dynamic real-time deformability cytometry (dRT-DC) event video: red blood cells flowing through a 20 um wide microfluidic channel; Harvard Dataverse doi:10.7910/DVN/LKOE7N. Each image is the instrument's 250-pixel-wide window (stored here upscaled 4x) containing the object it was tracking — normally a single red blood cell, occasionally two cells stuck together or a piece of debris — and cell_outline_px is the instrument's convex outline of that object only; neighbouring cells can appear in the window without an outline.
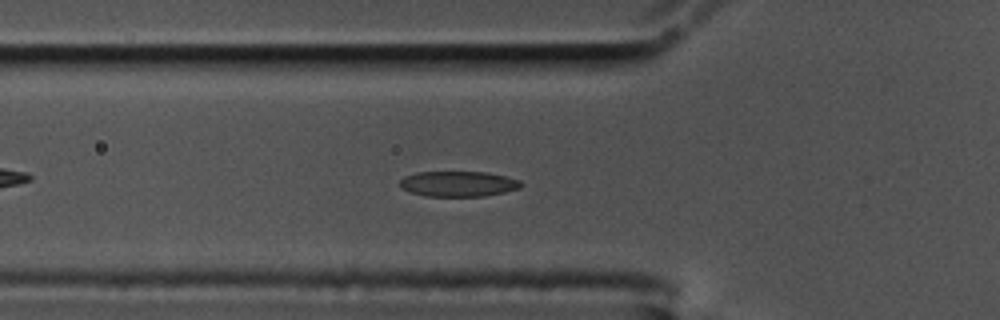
{"species": "common noctule bat (a hibernating species)", "species_latin": "Nyctalus noctula", "temperature_condition": "cold", "stored_images_in_passage": 49, "camera_frame_rate_fps": 3000, "um_per_image_px": 0.085, "animal": {"sex": "male", "body_mass_g": 17.5, "forearm_length_mm": 52.3}, "frame": {"image": 1, "passage_image": 10, "time_ms": 3.0, "image_size_px": [1000, 320], "cell_outline_px": [[524, 184], [520, 188], [504, 192], [484, 196], [424, 196], [412, 192], [404, 188], [400, 184], [400, 180], [404, 176], [416, 172], [488, 172], [520, 180]], "centroid_in_image_um": [38.98, 15.62], "position_along_channel_um": 86.8, "area_um2": 17.86}}
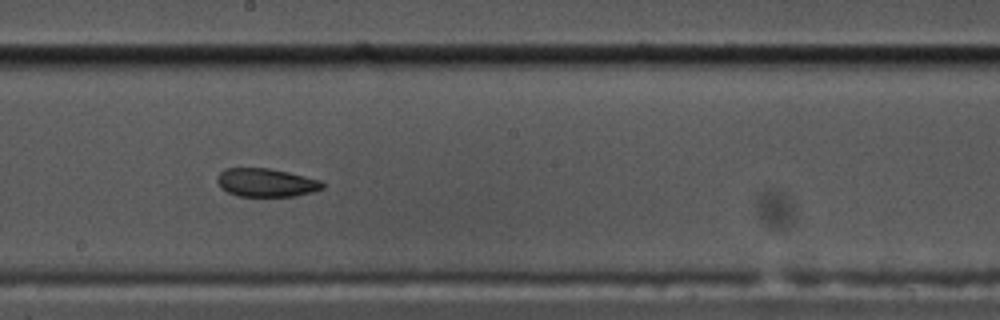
{"frame": {"image": 2, "passage_image": 22, "time_ms": 7.0, "image_size_px": [1000, 320], "cell_outline_px": [[324, 188], [312, 192], [296, 196], [236, 196], [220, 188], [216, 180], [216, 176], [224, 168], [268, 168], [288, 172], [324, 180]], "centroid_in_image_um": [22.63, 15.52], "position_along_channel_um": 225.6, "area_um2": 17.69}}
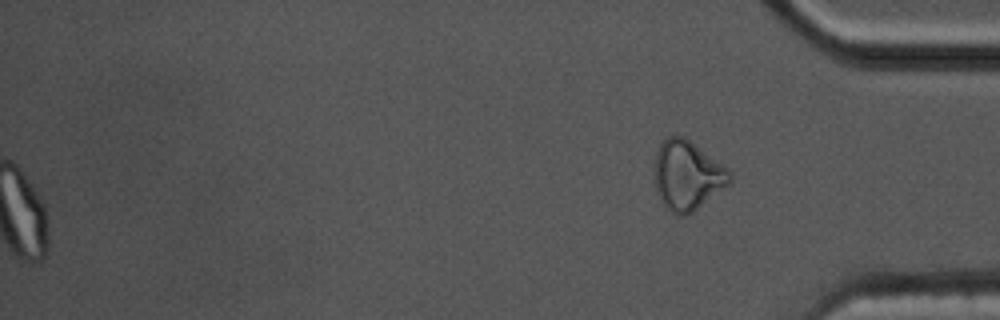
{"frame": {"image": 3, "passage_image": 49, "time_ms": 16.0, "image_size_px": [1000, 320], "cell_outline_px": [[732, 180], [728, 184], [692, 212], [684, 216], [680, 216], [672, 212], [660, 200], [656, 192], [652, 176], [652, 168], [656, 152], [660, 144], [668, 136], [684, 136], [732, 172]], "centroid_in_image_um": [58.35, 14.9], "position_along_channel_um": 376.8, "area_um2": 30.46}, "authors_computed_cell_mechanics": {"area_um2": 19.074, "velocity_mm_per_s": 3.4665, "shape_relaxation_time_tau1_ms": null, "shape_relaxation_time_tau2_ms": 2.5394, "deformation_change_tau1": null, "deformation_change_tau2": 0.0735}}